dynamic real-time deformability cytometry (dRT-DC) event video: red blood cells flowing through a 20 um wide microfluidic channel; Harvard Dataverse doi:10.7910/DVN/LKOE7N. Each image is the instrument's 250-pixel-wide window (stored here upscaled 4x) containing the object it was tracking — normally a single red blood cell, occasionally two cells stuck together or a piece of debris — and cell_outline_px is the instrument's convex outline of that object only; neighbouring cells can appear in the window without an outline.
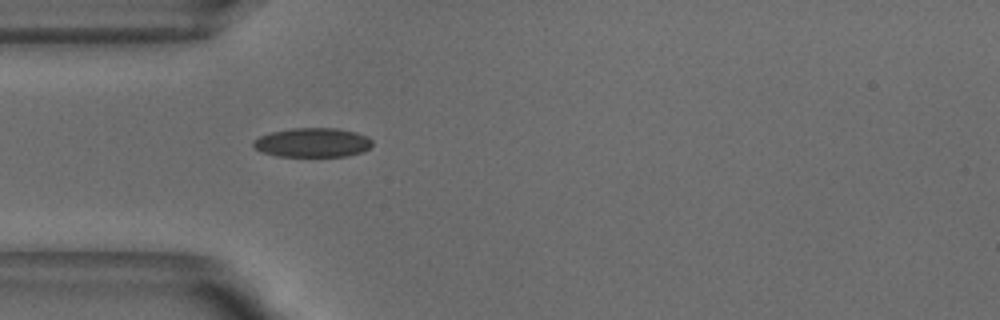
{"species": "common noctule bat (a hibernating species)", "species_latin": "Nyctalus noctula", "temperature_condition": "warm", "stored_images_in_passage": 17, "camera_frame_rate_fps": 3000, "um_per_image_px": 0.085, "animal": {"sex": "male", "body_mass_g": 18.8}, "frame": {"image": 1, "passage_image": 1, "time_ms": 0.0, "image_size_px": [1000, 320], "cell_outline_px": [[372, 144], [368, 148], [360, 152], [348, 156], [276, 156], [260, 152], [252, 144], [252, 140], [260, 136], [272, 132], [292, 128], [336, 128], [356, 132], [368, 136], [372, 140]], "centroid_in_image_um": [26.55, 12.11], "position_along_channel_um": 58.5, "area_um2": 20.29}}
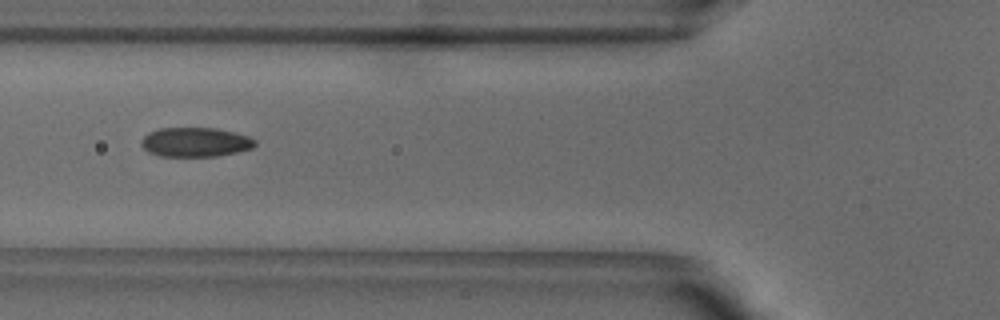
{"frame": {"image": 2, "passage_image": 5, "time_ms": 1.333, "image_size_px": [1000, 320], "cell_outline_px": [[256, 144], [252, 148], [236, 152], [216, 156], [160, 156], [148, 152], [140, 144], [140, 140], [148, 132], [160, 128], [216, 128], [236, 132], [248, 136], [256, 140]], "centroid_in_image_um": [16.59, 12.07], "position_along_channel_um": 109.2, "area_um2": 19.54}}